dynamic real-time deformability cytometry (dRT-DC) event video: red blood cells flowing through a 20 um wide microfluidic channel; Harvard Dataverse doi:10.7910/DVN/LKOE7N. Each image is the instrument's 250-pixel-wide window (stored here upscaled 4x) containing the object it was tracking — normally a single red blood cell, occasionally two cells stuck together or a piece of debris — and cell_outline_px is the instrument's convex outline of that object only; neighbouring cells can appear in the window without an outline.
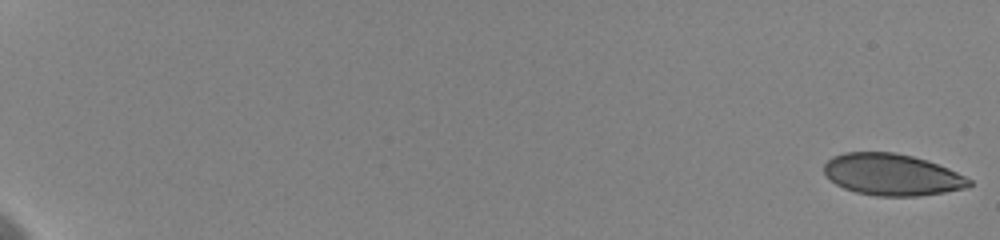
{"species": "human", "species_latin": "Homo sapiens", "temperature_condition": "cold", "stored_images_in_passage": 14, "camera_frame_rate_fps": 3000, "um_per_image_px": 0.085, "donor": {"sex": "female"}, "frame": {"image": 1, "passage_image": 1, "time_ms": 0.0, "image_size_px": [1000, 240], "cell_outline_px": [[972, 184], [968, 188], [920, 196], [876, 196], [856, 192], [844, 188], [836, 184], [824, 172], [824, 164], [832, 156], [844, 152], [896, 152], [912, 156], [948, 168], [972, 180]], "centroid_in_image_um": [75.82, 14.85], "position_along_channel_um": 9.2, "area_um2": 35.14}}